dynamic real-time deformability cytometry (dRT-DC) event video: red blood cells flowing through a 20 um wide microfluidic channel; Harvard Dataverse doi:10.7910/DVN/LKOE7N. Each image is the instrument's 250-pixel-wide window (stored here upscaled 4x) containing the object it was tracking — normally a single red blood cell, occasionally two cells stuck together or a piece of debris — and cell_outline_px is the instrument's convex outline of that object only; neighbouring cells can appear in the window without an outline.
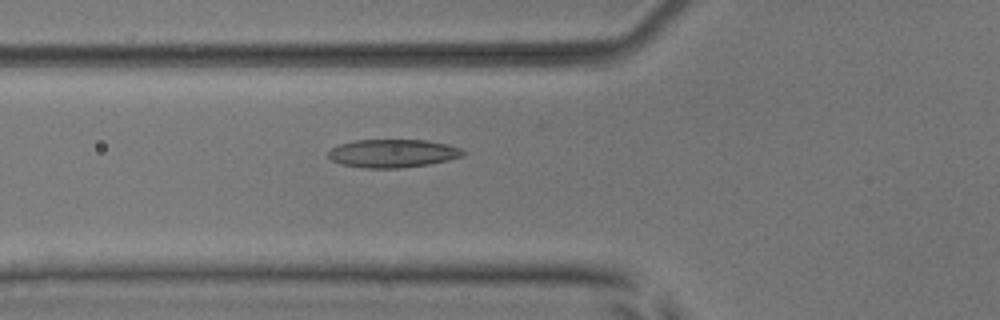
{"species": "common noctule bat (a hibernating species)", "species_latin": "Nyctalus noctula", "temperature_condition": "room temperature", "stored_images_in_passage": 54, "camera_frame_rate_fps": 3000, "um_per_image_px": 0.085, "animal": {"sex": "male", "body_mass_g": 17.9, "forearm_length_mm": 54.2}, "frame": {"image": 1, "passage_image": 20, "time_ms": 6.333, "image_size_px": [1000, 320], "cell_outline_px": [[464, 156], [448, 160], [428, 164], [400, 168], [364, 168], [340, 164], [332, 160], [328, 156], [328, 152], [332, 148], [340, 144], [356, 140], [428, 140], [448, 144], [460, 148], [464, 152]], "centroid_in_image_um": [33.39, 13.03], "position_along_channel_um": 92.4, "area_um2": 22.14}}
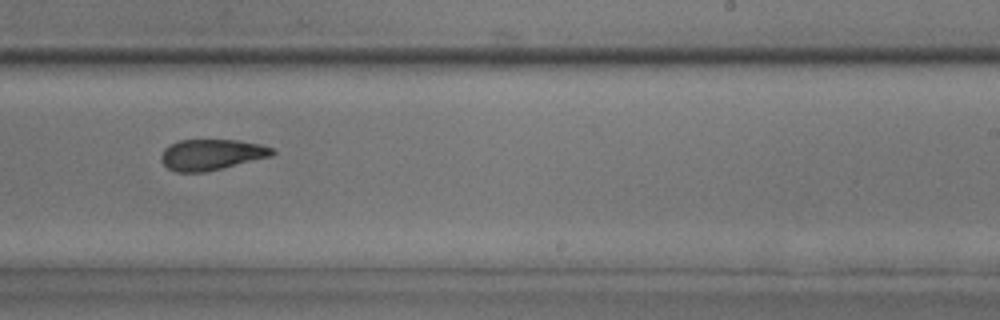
{"frame": {"image": 2, "passage_image": 34, "time_ms": 11.0, "image_size_px": [1000, 320], "cell_outline_px": [[276, 152], [272, 156], [204, 172], [176, 172], [168, 168], [160, 160], [160, 156], [164, 148], [168, 144], [180, 140], [236, 140], [260, 144], [272, 148]], "centroid_in_image_um": [17.94, 13.13], "position_along_channel_um": 271.1, "area_um2": 19.94}}
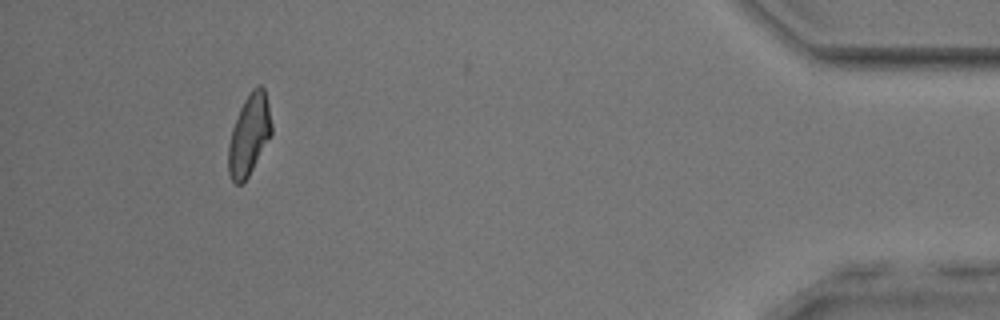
{"frame": {"image": 3, "passage_image": 50, "time_ms": 16.333, "image_size_px": [1000, 320], "cell_outline_px": [[272, 132], [244, 184], [236, 184], [232, 180], [228, 172], [228, 144], [232, 128], [240, 108], [244, 100], [252, 88], [256, 84], [260, 84], [264, 88], [268, 104], [272, 124]], "centroid_in_image_um": [21.16, 11.45], "position_along_channel_um": 414.0, "area_um2": 20.29}, "authors_computed_cell_mechanics": {"area_um2": 20.9525, "velocity_mm_per_s": 3.8322, "shape_relaxation_time_tau1_ms": null, "shape_relaxation_time_tau2_ms": 3.2683, "deformation_change_tau1": null, "deformation_change_tau2": 0.1227}}